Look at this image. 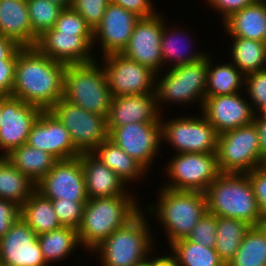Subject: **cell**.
Instances as JSON below:
<instances>
[{
	"instance_id": "f546056e",
	"label": "cell",
	"mask_w": 266,
	"mask_h": 266,
	"mask_svg": "<svg viewBox=\"0 0 266 266\" xmlns=\"http://www.w3.org/2000/svg\"><path fill=\"white\" fill-rule=\"evenodd\" d=\"M182 30L183 28L180 30L176 28L168 30V28L166 27V24L164 23L163 32L161 35V53H162V59H163L164 66L165 64L166 66L167 65L169 66L170 62H172L171 63L172 65H170V68L179 66L181 64L192 63L200 59H203L207 55L206 52H201V51L200 52L196 51L197 53L195 52L189 53L191 49H188V48L192 47L191 44L193 43L192 42L190 43V40L187 39L188 38L187 33L183 32ZM186 40L189 42H187ZM185 43L187 44L189 43L188 45L190 46H188Z\"/></svg>"
},
{
	"instance_id": "d6986e66",
	"label": "cell",
	"mask_w": 266,
	"mask_h": 266,
	"mask_svg": "<svg viewBox=\"0 0 266 266\" xmlns=\"http://www.w3.org/2000/svg\"><path fill=\"white\" fill-rule=\"evenodd\" d=\"M206 96L201 114L215 128L218 134L254 122L255 113L250 101L241 94Z\"/></svg>"
},
{
	"instance_id": "cb8c5ba5",
	"label": "cell",
	"mask_w": 266,
	"mask_h": 266,
	"mask_svg": "<svg viewBox=\"0 0 266 266\" xmlns=\"http://www.w3.org/2000/svg\"><path fill=\"white\" fill-rule=\"evenodd\" d=\"M0 35L20 47L35 46L38 36L32 31L27 0H0Z\"/></svg>"
},
{
	"instance_id": "836d02e7",
	"label": "cell",
	"mask_w": 266,
	"mask_h": 266,
	"mask_svg": "<svg viewBox=\"0 0 266 266\" xmlns=\"http://www.w3.org/2000/svg\"><path fill=\"white\" fill-rule=\"evenodd\" d=\"M250 228L251 225L243 220L217 217V239L214 249L226 265L238 251Z\"/></svg>"
},
{
	"instance_id": "b9f144b4",
	"label": "cell",
	"mask_w": 266,
	"mask_h": 266,
	"mask_svg": "<svg viewBox=\"0 0 266 266\" xmlns=\"http://www.w3.org/2000/svg\"><path fill=\"white\" fill-rule=\"evenodd\" d=\"M109 0H73L71 8L78 12L94 30L101 22Z\"/></svg>"
},
{
	"instance_id": "7c38bea8",
	"label": "cell",
	"mask_w": 266,
	"mask_h": 266,
	"mask_svg": "<svg viewBox=\"0 0 266 266\" xmlns=\"http://www.w3.org/2000/svg\"><path fill=\"white\" fill-rule=\"evenodd\" d=\"M103 70L113 97L155 92L157 74L121 53L102 56Z\"/></svg>"
},
{
	"instance_id": "d4e9b609",
	"label": "cell",
	"mask_w": 266,
	"mask_h": 266,
	"mask_svg": "<svg viewBox=\"0 0 266 266\" xmlns=\"http://www.w3.org/2000/svg\"><path fill=\"white\" fill-rule=\"evenodd\" d=\"M226 33L231 37L263 41L266 31V3L256 1L235 12L223 22Z\"/></svg>"
},
{
	"instance_id": "4dcf8cb0",
	"label": "cell",
	"mask_w": 266,
	"mask_h": 266,
	"mask_svg": "<svg viewBox=\"0 0 266 266\" xmlns=\"http://www.w3.org/2000/svg\"><path fill=\"white\" fill-rule=\"evenodd\" d=\"M38 241L47 265L67 259L71 251L73 252L78 245H81L77 229L67 226L38 235Z\"/></svg>"
},
{
	"instance_id": "11a10c76",
	"label": "cell",
	"mask_w": 266,
	"mask_h": 266,
	"mask_svg": "<svg viewBox=\"0 0 266 266\" xmlns=\"http://www.w3.org/2000/svg\"><path fill=\"white\" fill-rule=\"evenodd\" d=\"M263 167L266 169V160L263 162Z\"/></svg>"
},
{
	"instance_id": "681fc988",
	"label": "cell",
	"mask_w": 266,
	"mask_h": 266,
	"mask_svg": "<svg viewBox=\"0 0 266 266\" xmlns=\"http://www.w3.org/2000/svg\"><path fill=\"white\" fill-rule=\"evenodd\" d=\"M19 48L13 40L0 35V60H17Z\"/></svg>"
},
{
	"instance_id": "4316f807",
	"label": "cell",
	"mask_w": 266,
	"mask_h": 266,
	"mask_svg": "<svg viewBox=\"0 0 266 266\" xmlns=\"http://www.w3.org/2000/svg\"><path fill=\"white\" fill-rule=\"evenodd\" d=\"M91 153L114 171L126 184L125 187L127 183L136 182L148 171L109 139H106Z\"/></svg>"
},
{
	"instance_id": "f35d334b",
	"label": "cell",
	"mask_w": 266,
	"mask_h": 266,
	"mask_svg": "<svg viewBox=\"0 0 266 266\" xmlns=\"http://www.w3.org/2000/svg\"><path fill=\"white\" fill-rule=\"evenodd\" d=\"M85 203L61 199L52 200L54 211L61 226L78 229L82 221Z\"/></svg>"
},
{
	"instance_id": "d590c367",
	"label": "cell",
	"mask_w": 266,
	"mask_h": 266,
	"mask_svg": "<svg viewBox=\"0 0 266 266\" xmlns=\"http://www.w3.org/2000/svg\"><path fill=\"white\" fill-rule=\"evenodd\" d=\"M180 266H226L216 250L182 238L169 245Z\"/></svg>"
},
{
	"instance_id": "e0dca14e",
	"label": "cell",
	"mask_w": 266,
	"mask_h": 266,
	"mask_svg": "<svg viewBox=\"0 0 266 266\" xmlns=\"http://www.w3.org/2000/svg\"><path fill=\"white\" fill-rule=\"evenodd\" d=\"M0 266H48L38 235L21 217L0 238Z\"/></svg>"
},
{
	"instance_id": "44dd1931",
	"label": "cell",
	"mask_w": 266,
	"mask_h": 266,
	"mask_svg": "<svg viewBox=\"0 0 266 266\" xmlns=\"http://www.w3.org/2000/svg\"><path fill=\"white\" fill-rule=\"evenodd\" d=\"M140 19L133 12L121 6L109 3L101 22L93 30V49L95 42L101 43L102 55L121 53Z\"/></svg>"
},
{
	"instance_id": "6da1fadb",
	"label": "cell",
	"mask_w": 266,
	"mask_h": 266,
	"mask_svg": "<svg viewBox=\"0 0 266 266\" xmlns=\"http://www.w3.org/2000/svg\"><path fill=\"white\" fill-rule=\"evenodd\" d=\"M66 66L45 56L35 46L20 47L11 96L49 110L63 98Z\"/></svg>"
},
{
	"instance_id": "5bb4252c",
	"label": "cell",
	"mask_w": 266,
	"mask_h": 266,
	"mask_svg": "<svg viewBox=\"0 0 266 266\" xmlns=\"http://www.w3.org/2000/svg\"><path fill=\"white\" fill-rule=\"evenodd\" d=\"M36 190L51 200L87 202L81 158L58 160L36 184Z\"/></svg>"
},
{
	"instance_id": "ac0fdd59",
	"label": "cell",
	"mask_w": 266,
	"mask_h": 266,
	"mask_svg": "<svg viewBox=\"0 0 266 266\" xmlns=\"http://www.w3.org/2000/svg\"><path fill=\"white\" fill-rule=\"evenodd\" d=\"M35 47L45 56L65 65L96 60L92 54L93 34H68L54 28L43 32Z\"/></svg>"
},
{
	"instance_id": "1f68e13d",
	"label": "cell",
	"mask_w": 266,
	"mask_h": 266,
	"mask_svg": "<svg viewBox=\"0 0 266 266\" xmlns=\"http://www.w3.org/2000/svg\"><path fill=\"white\" fill-rule=\"evenodd\" d=\"M208 56L206 96L230 95L244 88L245 75L232 63L212 65Z\"/></svg>"
},
{
	"instance_id": "7dc6e473",
	"label": "cell",
	"mask_w": 266,
	"mask_h": 266,
	"mask_svg": "<svg viewBox=\"0 0 266 266\" xmlns=\"http://www.w3.org/2000/svg\"><path fill=\"white\" fill-rule=\"evenodd\" d=\"M17 60H0V97L11 96Z\"/></svg>"
},
{
	"instance_id": "83f0119b",
	"label": "cell",
	"mask_w": 266,
	"mask_h": 266,
	"mask_svg": "<svg viewBox=\"0 0 266 266\" xmlns=\"http://www.w3.org/2000/svg\"><path fill=\"white\" fill-rule=\"evenodd\" d=\"M21 218L37 235L61 227L52 200L44 197L37 190L21 206Z\"/></svg>"
},
{
	"instance_id": "ee69618b",
	"label": "cell",
	"mask_w": 266,
	"mask_h": 266,
	"mask_svg": "<svg viewBox=\"0 0 266 266\" xmlns=\"http://www.w3.org/2000/svg\"><path fill=\"white\" fill-rule=\"evenodd\" d=\"M21 217V207L10 200L0 198V238Z\"/></svg>"
},
{
	"instance_id": "30bf717a",
	"label": "cell",
	"mask_w": 266,
	"mask_h": 266,
	"mask_svg": "<svg viewBox=\"0 0 266 266\" xmlns=\"http://www.w3.org/2000/svg\"><path fill=\"white\" fill-rule=\"evenodd\" d=\"M69 131L74 146L92 152L109 139L107 117L86 111L61 98L49 109Z\"/></svg>"
},
{
	"instance_id": "e575fe53",
	"label": "cell",
	"mask_w": 266,
	"mask_h": 266,
	"mask_svg": "<svg viewBox=\"0 0 266 266\" xmlns=\"http://www.w3.org/2000/svg\"><path fill=\"white\" fill-rule=\"evenodd\" d=\"M226 266H266V225L251 226Z\"/></svg>"
},
{
	"instance_id": "816d5d0a",
	"label": "cell",
	"mask_w": 266,
	"mask_h": 266,
	"mask_svg": "<svg viewBox=\"0 0 266 266\" xmlns=\"http://www.w3.org/2000/svg\"><path fill=\"white\" fill-rule=\"evenodd\" d=\"M50 2L61 5L63 8L71 7L73 0H49Z\"/></svg>"
},
{
	"instance_id": "277c9868",
	"label": "cell",
	"mask_w": 266,
	"mask_h": 266,
	"mask_svg": "<svg viewBox=\"0 0 266 266\" xmlns=\"http://www.w3.org/2000/svg\"><path fill=\"white\" fill-rule=\"evenodd\" d=\"M157 204L147 211L155 214L166 232L168 244L187 238L207 212L205 192L161 188ZM157 215V217H156Z\"/></svg>"
},
{
	"instance_id": "7bdbcfd3",
	"label": "cell",
	"mask_w": 266,
	"mask_h": 266,
	"mask_svg": "<svg viewBox=\"0 0 266 266\" xmlns=\"http://www.w3.org/2000/svg\"><path fill=\"white\" fill-rule=\"evenodd\" d=\"M258 204L262 224L266 225V169L263 166L257 167L246 173Z\"/></svg>"
},
{
	"instance_id": "5b68a950",
	"label": "cell",
	"mask_w": 266,
	"mask_h": 266,
	"mask_svg": "<svg viewBox=\"0 0 266 266\" xmlns=\"http://www.w3.org/2000/svg\"><path fill=\"white\" fill-rule=\"evenodd\" d=\"M144 214L141 210L92 250L100 253L102 266H135L153 252L150 225Z\"/></svg>"
},
{
	"instance_id": "d6a6232c",
	"label": "cell",
	"mask_w": 266,
	"mask_h": 266,
	"mask_svg": "<svg viewBox=\"0 0 266 266\" xmlns=\"http://www.w3.org/2000/svg\"><path fill=\"white\" fill-rule=\"evenodd\" d=\"M231 58L244 75L266 69V43L242 37H231Z\"/></svg>"
},
{
	"instance_id": "2e32d148",
	"label": "cell",
	"mask_w": 266,
	"mask_h": 266,
	"mask_svg": "<svg viewBox=\"0 0 266 266\" xmlns=\"http://www.w3.org/2000/svg\"><path fill=\"white\" fill-rule=\"evenodd\" d=\"M162 18L158 12L154 16L140 18L136 22L128 44L121 52L126 58L149 67L157 75L163 71L161 35L165 20Z\"/></svg>"
},
{
	"instance_id": "f1b7e54d",
	"label": "cell",
	"mask_w": 266,
	"mask_h": 266,
	"mask_svg": "<svg viewBox=\"0 0 266 266\" xmlns=\"http://www.w3.org/2000/svg\"><path fill=\"white\" fill-rule=\"evenodd\" d=\"M35 190L36 184L5 156H0V198L13 201L21 207Z\"/></svg>"
},
{
	"instance_id": "6f0895ef",
	"label": "cell",
	"mask_w": 266,
	"mask_h": 266,
	"mask_svg": "<svg viewBox=\"0 0 266 266\" xmlns=\"http://www.w3.org/2000/svg\"><path fill=\"white\" fill-rule=\"evenodd\" d=\"M257 1H261V2H264V3H266V0H257Z\"/></svg>"
},
{
	"instance_id": "74e56055",
	"label": "cell",
	"mask_w": 266,
	"mask_h": 266,
	"mask_svg": "<svg viewBox=\"0 0 266 266\" xmlns=\"http://www.w3.org/2000/svg\"><path fill=\"white\" fill-rule=\"evenodd\" d=\"M245 86L254 113H266V69L245 75Z\"/></svg>"
},
{
	"instance_id": "60d3db41",
	"label": "cell",
	"mask_w": 266,
	"mask_h": 266,
	"mask_svg": "<svg viewBox=\"0 0 266 266\" xmlns=\"http://www.w3.org/2000/svg\"><path fill=\"white\" fill-rule=\"evenodd\" d=\"M54 29L57 32L68 34H93L92 28L86 23L85 19L71 7L64 8L61 11Z\"/></svg>"
},
{
	"instance_id": "4fadbf2b",
	"label": "cell",
	"mask_w": 266,
	"mask_h": 266,
	"mask_svg": "<svg viewBox=\"0 0 266 266\" xmlns=\"http://www.w3.org/2000/svg\"><path fill=\"white\" fill-rule=\"evenodd\" d=\"M109 140L134 158L146 170L160 151L162 125L160 122L130 123L124 126H107ZM159 149V150H158Z\"/></svg>"
},
{
	"instance_id": "8fae6325",
	"label": "cell",
	"mask_w": 266,
	"mask_h": 266,
	"mask_svg": "<svg viewBox=\"0 0 266 266\" xmlns=\"http://www.w3.org/2000/svg\"><path fill=\"white\" fill-rule=\"evenodd\" d=\"M174 155L166 167L171 183H165L164 188L205 192L221 173L216 153Z\"/></svg>"
},
{
	"instance_id": "f907efd6",
	"label": "cell",
	"mask_w": 266,
	"mask_h": 266,
	"mask_svg": "<svg viewBox=\"0 0 266 266\" xmlns=\"http://www.w3.org/2000/svg\"><path fill=\"white\" fill-rule=\"evenodd\" d=\"M172 255V256H171ZM153 266H180L177 257L171 252V254L165 256L152 257Z\"/></svg>"
},
{
	"instance_id": "db71d44e",
	"label": "cell",
	"mask_w": 266,
	"mask_h": 266,
	"mask_svg": "<svg viewBox=\"0 0 266 266\" xmlns=\"http://www.w3.org/2000/svg\"><path fill=\"white\" fill-rule=\"evenodd\" d=\"M0 123H1V97H0Z\"/></svg>"
},
{
	"instance_id": "f6af8a7d",
	"label": "cell",
	"mask_w": 266,
	"mask_h": 266,
	"mask_svg": "<svg viewBox=\"0 0 266 266\" xmlns=\"http://www.w3.org/2000/svg\"><path fill=\"white\" fill-rule=\"evenodd\" d=\"M152 2V0H109V3L121 6L140 18L151 17L157 13Z\"/></svg>"
},
{
	"instance_id": "bcb514c9",
	"label": "cell",
	"mask_w": 266,
	"mask_h": 266,
	"mask_svg": "<svg viewBox=\"0 0 266 266\" xmlns=\"http://www.w3.org/2000/svg\"><path fill=\"white\" fill-rule=\"evenodd\" d=\"M257 0H207V4L223 16V22L235 12L254 4Z\"/></svg>"
},
{
	"instance_id": "c3c4849f",
	"label": "cell",
	"mask_w": 266,
	"mask_h": 266,
	"mask_svg": "<svg viewBox=\"0 0 266 266\" xmlns=\"http://www.w3.org/2000/svg\"><path fill=\"white\" fill-rule=\"evenodd\" d=\"M254 124L259 137L261 160L264 162L266 160V113L256 114Z\"/></svg>"
},
{
	"instance_id": "52a82bcc",
	"label": "cell",
	"mask_w": 266,
	"mask_h": 266,
	"mask_svg": "<svg viewBox=\"0 0 266 266\" xmlns=\"http://www.w3.org/2000/svg\"><path fill=\"white\" fill-rule=\"evenodd\" d=\"M207 71L208 53L198 61L170 68L162 78L156 77L155 93L158 109L161 108L162 102L187 105L199 101L201 108L206 98Z\"/></svg>"
},
{
	"instance_id": "603a6c76",
	"label": "cell",
	"mask_w": 266,
	"mask_h": 266,
	"mask_svg": "<svg viewBox=\"0 0 266 266\" xmlns=\"http://www.w3.org/2000/svg\"><path fill=\"white\" fill-rule=\"evenodd\" d=\"M83 174L88 199L112 196H129L121 178L91 152H82Z\"/></svg>"
},
{
	"instance_id": "ab89813d",
	"label": "cell",
	"mask_w": 266,
	"mask_h": 266,
	"mask_svg": "<svg viewBox=\"0 0 266 266\" xmlns=\"http://www.w3.org/2000/svg\"><path fill=\"white\" fill-rule=\"evenodd\" d=\"M217 236V216L206 212L192 229L188 240L206 247H215Z\"/></svg>"
},
{
	"instance_id": "9a60e30c",
	"label": "cell",
	"mask_w": 266,
	"mask_h": 266,
	"mask_svg": "<svg viewBox=\"0 0 266 266\" xmlns=\"http://www.w3.org/2000/svg\"><path fill=\"white\" fill-rule=\"evenodd\" d=\"M42 109L12 96H1L0 156L27 143Z\"/></svg>"
},
{
	"instance_id": "ffe728a7",
	"label": "cell",
	"mask_w": 266,
	"mask_h": 266,
	"mask_svg": "<svg viewBox=\"0 0 266 266\" xmlns=\"http://www.w3.org/2000/svg\"><path fill=\"white\" fill-rule=\"evenodd\" d=\"M26 144L50 153L57 160L72 159L81 154L74 146L69 131L50 110H42Z\"/></svg>"
},
{
	"instance_id": "8992f818",
	"label": "cell",
	"mask_w": 266,
	"mask_h": 266,
	"mask_svg": "<svg viewBox=\"0 0 266 266\" xmlns=\"http://www.w3.org/2000/svg\"><path fill=\"white\" fill-rule=\"evenodd\" d=\"M96 62L66 66L63 99L86 111L107 117L113 96L104 70Z\"/></svg>"
},
{
	"instance_id": "f5cc1de1",
	"label": "cell",
	"mask_w": 266,
	"mask_h": 266,
	"mask_svg": "<svg viewBox=\"0 0 266 266\" xmlns=\"http://www.w3.org/2000/svg\"><path fill=\"white\" fill-rule=\"evenodd\" d=\"M148 255L146 259L141 261L140 263L136 264L135 266H153L152 265V258Z\"/></svg>"
},
{
	"instance_id": "7402d4cb",
	"label": "cell",
	"mask_w": 266,
	"mask_h": 266,
	"mask_svg": "<svg viewBox=\"0 0 266 266\" xmlns=\"http://www.w3.org/2000/svg\"><path fill=\"white\" fill-rule=\"evenodd\" d=\"M161 111L157 107L155 92L116 96L109 107L107 126L160 122Z\"/></svg>"
},
{
	"instance_id": "7a4b0ae2",
	"label": "cell",
	"mask_w": 266,
	"mask_h": 266,
	"mask_svg": "<svg viewBox=\"0 0 266 266\" xmlns=\"http://www.w3.org/2000/svg\"><path fill=\"white\" fill-rule=\"evenodd\" d=\"M90 198L85 203L82 221L77 229L80 247L94 250L115 230L127 224L142 209L132 195Z\"/></svg>"
},
{
	"instance_id": "9f6ffc18",
	"label": "cell",
	"mask_w": 266,
	"mask_h": 266,
	"mask_svg": "<svg viewBox=\"0 0 266 266\" xmlns=\"http://www.w3.org/2000/svg\"><path fill=\"white\" fill-rule=\"evenodd\" d=\"M265 28H266V26H265ZM264 42L266 43V31H265V39H264Z\"/></svg>"
},
{
	"instance_id": "ba28073f",
	"label": "cell",
	"mask_w": 266,
	"mask_h": 266,
	"mask_svg": "<svg viewBox=\"0 0 266 266\" xmlns=\"http://www.w3.org/2000/svg\"><path fill=\"white\" fill-rule=\"evenodd\" d=\"M216 154L220 172L246 174L263 166L254 122L219 134Z\"/></svg>"
},
{
	"instance_id": "484cf974",
	"label": "cell",
	"mask_w": 266,
	"mask_h": 266,
	"mask_svg": "<svg viewBox=\"0 0 266 266\" xmlns=\"http://www.w3.org/2000/svg\"><path fill=\"white\" fill-rule=\"evenodd\" d=\"M6 159L34 184H37L58 161L50 153L23 144L5 155Z\"/></svg>"
},
{
	"instance_id": "3957f363",
	"label": "cell",
	"mask_w": 266,
	"mask_h": 266,
	"mask_svg": "<svg viewBox=\"0 0 266 266\" xmlns=\"http://www.w3.org/2000/svg\"><path fill=\"white\" fill-rule=\"evenodd\" d=\"M207 212L217 217L262 225L261 214L251 182L244 173L221 172L205 191Z\"/></svg>"
},
{
	"instance_id": "9c48e42d",
	"label": "cell",
	"mask_w": 266,
	"mask_h": 266,
	"mask_svg": "<svg viewBox=\"0 0 266 266\" xmlns=\"http://www.w3.org/2000/svg\"><path fill=\"white\" fill-rule=\"evenodd\" d=\"M179 116V118L163 121V141L174 147L178 153H217L219 134L215 128L202 115L192 117Z\"/></svg>"
},
{
	"instance_id": "8d00e7d4",
	"label": "cell",
	"mask_w": 266,
	"mask_h": 266,
	"mask_svg": "<svg viewBox=\"0 0 266 266\" xmlns=\"http://www.w3.org/2000/svg\"><path fill=\"white\" fill-rule=\"evenodd\" d=\"M27 8L32 31L39 37L48 29L54 28L61 11V5L49 0H27Z\"/></svg>"
}]
</instances>
